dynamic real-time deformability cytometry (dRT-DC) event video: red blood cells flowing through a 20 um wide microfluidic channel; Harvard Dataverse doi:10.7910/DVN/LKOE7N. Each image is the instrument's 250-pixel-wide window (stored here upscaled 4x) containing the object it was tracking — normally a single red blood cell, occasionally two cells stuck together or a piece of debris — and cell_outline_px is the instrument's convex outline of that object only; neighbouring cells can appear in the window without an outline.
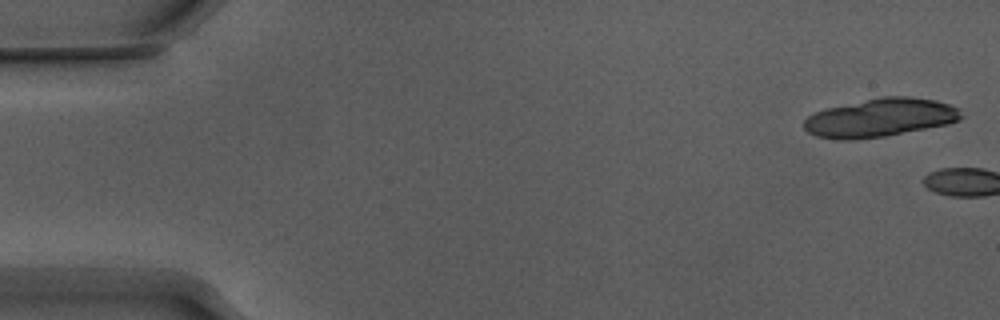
{"species": "Egyptian fruit bat (a non-hibernating species)", "species_latin": "Rousettus aegyptiacus", "temperature_condition": "warm", "stored_images_in_passage": 4, "camera_frame_rate_fps": 3000, "um_per_image_px": 0.085, "animal": {"sex": "male"}, "frame": {"image": 1, "passage_image": 2, "time_ms": 0.333, "image_size_px": [1000, 320], "cell_outline_px": [[964, 116], [960, 120], [948, 124], [884, 136], [852, 140], [836, 140], [816, 136], [808, 132], [804, 128], [804, 120], [808, 116], [816, 112], [828, 108], [884, 96], [912, 96], [936, 100], [960, 108]], "centroid_in_image_um": [74.85, 10.01], "position_along_channel_um": 10.1, "area_um2": 35.14}}